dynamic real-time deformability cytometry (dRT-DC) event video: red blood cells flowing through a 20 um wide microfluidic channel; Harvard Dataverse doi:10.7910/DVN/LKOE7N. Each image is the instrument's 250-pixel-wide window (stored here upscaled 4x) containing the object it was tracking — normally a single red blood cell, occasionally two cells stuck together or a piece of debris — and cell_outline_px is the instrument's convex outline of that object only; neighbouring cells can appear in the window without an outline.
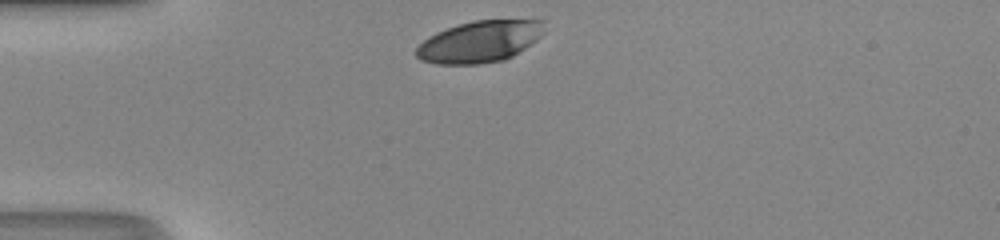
{"species": "human", "species_latin": "Homo sapiens", "temperature_condition": "room temperature", "stored_images_in_passage": 28, "camera_frame_rate_fps": 3000, "um_per_image_px": 0.085, "donor": {"sex": "male"}, "frame": {"image": 1, "passage_image": 1, "time_ms": 0.0, "image_size_px": [1000, 240], "cell_outline_px": [[544, 32], [536, 40], [512, 56], [504, 60], [480, 64], [436, 64], [420, 60], [416, 56], [416, 48], [428, 36], [436, 32], [472, 20], [544, 20]], "centroid_in_image_um": [40.75, 3.54], "position_along_channel_um": 44.2, "area_um2": 30.92}}
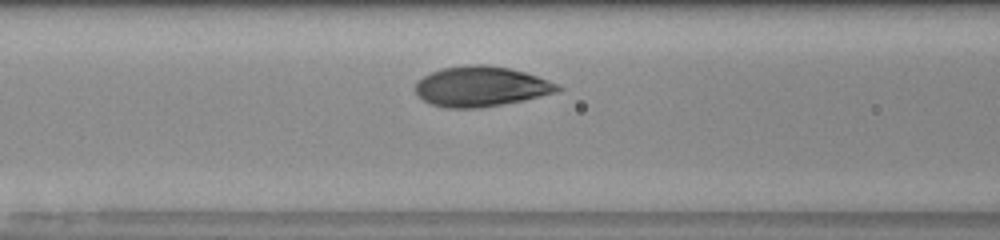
{"frame": {"image": 2, "passage_image": 9, "time_ms": 2.667, "image_size_px": [1000, 240], "cell_outline_px": [[564, 88], [556, 92], [524, 100], [476, 108], [448, 108], [432, 104], [424, 100], [416, 92], [416, 80], [432, 72], [444, 68], [468, 64], [488, 64], [508, 68], [524, 72], [560, 84]], "centroid_in_image_um": [40.9, 7.34], "position_along_channel_um": 125.7, "area_um2": 33.06}}
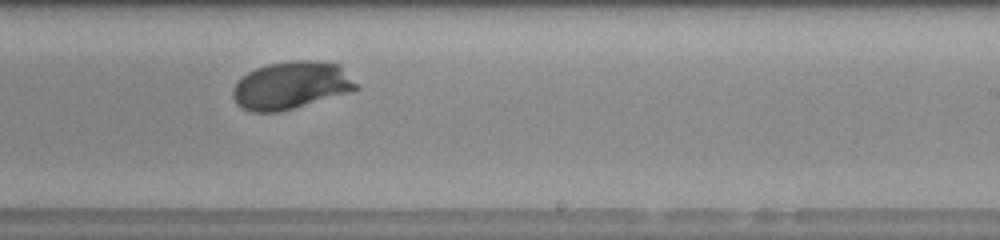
{"frame": {"image": 3, "passage_image": 19, "time_ms": 6.0, "image_size_px": [1000, 240], "cell_outline_px": [[360, 88], [352, 92], [280, 112], [252, 112], [240, 108], [236, 104], [232, 96], [232, 88], [248, 72], [256, 68], [268, 64], [292, 60], [316, 60], [340, 64]], "centroid_in_image_um": [24.76, 7.26], "position_along_channel_um": 264.2, "area_um2": 34.51}, "authors_computed_cell_mechanics": {"area_um2": 33.1483, "velocity_mm_per_s": 4.1771, "shape_relaxation_time_tau1_ms": 2.675, "shape_relaxation_time_tau2_ms": null, "deformation_change_tau1": 0.1503, "deformation_change_tau2": null}}